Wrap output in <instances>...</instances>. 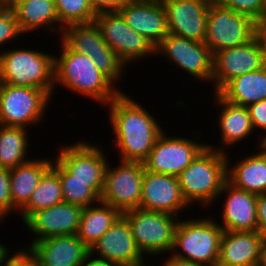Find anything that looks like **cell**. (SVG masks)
I'll list each match as a JSON object with an SVG mask.
<instances>
[{"instance_id": "f6af8a7d", "label": "cell", "mask_w": 266, "mask_h": 266, "mask_svg": "<svg viewBox=\"0 0 266 266\" xmlns=\"http://www.w3.org/2000/svg\"><path fill=\"white\" fill-rule=\"evenodd\" d=\"M258 266H266V240L263 241Z\"/></svg>"}, {"instance_id": "6da1fadb", "label": "cell", "mask_w": 266, "mask_h": 266, "mask_svg": "<svg viewBox=\"0 0 266 266\" xmlns=\"http://www.w3.org/2000/svg\"><path fill=\"white\" fill-rule=\"evenodd\" d=\"M115 148L122 161L144 162L163 132L162 127L142 104L120 92L107 106Z\"/></svg>"}, {"instance_id": "1f68e13d", "label": "cell", "mask_w": 266, "mask_h": 266, "mask_svg": "<svg viewBox=\"0 0 266 266\" xmlns=\"http://www.w3.org/2000/svg\"><path fill=\"white\" fill-rule=\"evenodd\" d=\"M52 169L59 175L63 202L86 208L92 203L100 202V197L89 187V183L71 179V174L56 160Z\"/></svg>"}, {"instance_id": "681fc988", "label": "cell", "mask_w": 266, "mask_h": 266, "mask_svg": "<svg viewBox=\"0 0 266 266\" xmlns=\"http://www.w3.org/2000/svg\"><path fill=\"white\" fill-rule=\"evenodd\" d=\"M212 266H241V265H229V264H223V263H220L219 261L216 262L214 265Z\"/></svg>"}, {"instance_id": "7a4b0ae2", "label": "cell", "mask_w": 266, "mask_h": 266, "mask_svg": "<svg viewBox=\"0 0 266 266\" xmlns=\"http://www.w3.org/2000/svg\"><path fill=\"white\" fill-rule=\"evenodd\" d=\"M61 42V55L54 56V87L58 83L106 106L120 89L115 88L90 56L75 52Z\"/></svg>"}, {"instance_id": "8fae6325", "label": "cell", "mask_w": 266, "mask_h": 266, "mask_svg": "<svg viewBox=\"0 0 266 266\" xmlns=\"http://www.w3.org/2000/svg\"><path fill=\"white\" fill-rule=\"evenodd\" d=\"M96 144L75 142L62 145L55 158L70 174L71 179L89 183V187L100 197L104 188L106 156Z\"/></svg>"}, {"instance_id": "f546056e", "label": "cell", "mask_w": 266, "mask_h": 266, "mask_svg": "<svg viewBox=\"0 0 266 266\" xmlns=\"http://www.w3.org/2000/svg\"><path fill=\"white\" fill-rule=\"evenodd\" d=\"M26 129L0 125V167L12 169L30 161L25 157L29 146Z\"/></svg>"}, {"instance_id": "816d5d0a", "label": "cell", "mask_w": 266, "mask_h": 266, "mask_svg": "<svg viewBox=\"0 0 266 266\" xmlns=\"http://www.w3.org/2000/svg\"><path fill=\"white\" fill-rule=\"evenodd\" d=\"M3 4H8L11 0H0Z\"/></svg>"}, {"instance_id": "484cf974", "label": "cell", "mask_w": 266, "mask_h": 266, "mask_svg": "<svg viewBox=\"0 0 266 266\" xmlns=\"http://www.w3.org/2000/svg\"><path fill=\"white\" fill-rule=\"evenodd\" d=\"M214 94L216 103L222 107L218 121L222 141L220 144L227 148L247 139L254 130L247 107L231 104L217 93Z\"/></svg>"}, {"instance_id": "7dc6e473", "label": "cell", "mask_w": 266, "mask_h": 266, "mask_svg": "<svg viewBox=\"0 0 266 266\" xmlns=\"http://www.w3.org/2000/svg\"><path fill=\"white\" fill-rule=\"evenodd\" d=\"M9 253L8 248L0 243V263L2 262L3 258Z\"/></svg>"}, {"instance_id": "8992f818", "label": "cell", "mask_w": 266, "mask_h": 266, "mask_svg": "<svg viewBox=\"0 0 266 266\" xmlns=\"http://www.w3.org/2000/svg\"><path fill=\"white\" fill-rule=\"evenodd\" d=\"M256 37V21L213 0L207 16L204 44L215 54L221 50L247 44Z\"/></svg>"}, {"instance_id": "f1b7e54d", "label": "cell", "mask_w": 266, "mask_h": 266, "mask_svg": "<svg viewBox=\"0 0 266 266\" xmlns=\"http://www.w3.org/2000/svg\"><path fill=\"white\" fill-rule=\"evenodd\" d=\"M71 50L88 56L112 50L103 40L95 21L63 28L60 38Z\"/></svg>"}, {"instance_id": "30bf717a", "label": "cell", "mask_w": 266, "mask_h": 266, "mask_svg": "<svg viewBox=\"0 0 266 266\" xmlns=\"http://www.w3.org/2000/svg\"><path fill=\"white\" fill-rule=\"evenodd\" d=\"M120 161L116 168L107 164L100 201L123 213L140 207L145 168L142 162Z\"/></svg>"}, {"instance_id": "9c48e42d", "label": "cell", "mask_w": 266, "mask_h": 266, "mask_svg": "<svg viewBox=\"0 0 266 266\" xmlns=\"http://www.w3.org/2000/svg\"><path fill=\"white\" fill-rule=\"evenodd\" d=\"M94 21L104 42L125 65L156 54V47L152 42L130 28L118 11L98 12Z\"/></svg>"}, {"instance_id": "4316f807", "label": "cell", "mask_w": 266, "mask_h": 266, "mask_svg": "<svg viewBox=\"0 0 266 266\" xmlns=\"http://www.w3.org/2000/svg\"><path fill=\"white\" fill-rule=\"evenodd\" d=\"M257 153L244 157L234 167L227 163V180L239 189L261 195L266 194V156Z\"/></svg>"}, {"instance_id": "cb8c5ba5", "label": "cell", "mask_w": 266, "mask_h": 266, "mask_svg": "<svg viewBox=\"0 0 266 266\" xmlns=\"http://www.w3.org/2000/svg\"><path fill=\"white\" fill-rule=\"evenodd\" d=\"M52 167L48 159L33 160L10 169V194L12 211L20 210L28 203L43 175Z\"/></svg>"}, {"instance_id": "bcb514c9", "label": "cell", "mask_w": 266, "mask_h": 266, "mask_svg": "<svg viewBox=\"0 0 266 266\" xmlns=\"http://www.w3.org/2000/svg\"><path fill=\"white\" fill-rule=\"evenodd\" d=\"M264 133H266V131ZM259 148L261 149L259 153L266 156V135L260 138Z\"/></svg>"}, {"instance_id": "ba28073f", "label": "cell", "mask_w": 266, "mask_h": 266, "mask_svg": "<svg viewBox=\"0 0 266 266\" xmlns=\"http://www.w3.org/2000/svg\"><path fill=\"white\" fill-rule=\"evenodd\" d=\"M51 96L40 88L0 83V125L24 127L45 116Z\"/></svg>"}, {"instance_id": "7402d4cb", "label": "cell", "mask_w": 266, "mask_h": 266, "mask_svg": "<svg viewBox=\"0 0 266 266\" xmlns=\"http://www.w3.org/2000/svg\"><path fill=\"white\" fill-rule=\"evenodd\" d=\"M264 239L257 231H223L219 262L258 266Z\"/></svg>"}, {"instance_id": "60d3db41", "label": "cell", "mask_w": 266, "mask_h": 266, "mask_svg": "<svg viewBox=\"0 0 266 266\" xmlns=\"http://www.w3.org/2000/svg\"><path fill=\"white\" fill-rule=\"evenodd\" d=\"M98 12L118 11L128 0H89Z\"/></svg>"}, {"instance_id": "44dd1931", "label": "cell", "mask_w": 266, "mask_h": 266, "mask_svg": "<svg viewBox=\"0 0 266 266\" xmlns=\"http://www.w3.org/2000/svg\"><path fill=\"white\" fill-rule=\"evenodd\" d=\"M227 193L224 200L222 222L223 231H257L256 213L257 195L239 189L228 180L225 181L220 194Z\"/></svg>"}, {"instance_id": "d4e9b609", "label": "cell", "mask_w": 266, "mask_h": 266, "mask_svg": "<svg viewBox=\"0 0 266 266\" xmlns=\"http://www.w3.org/2000/svg\"><path fill=\"white\" fill-rule=\"evenodd\" d=\"M217 94L231 104L244 107L266 100V66L232 78Z\"/></svg>"}, {"instance_id": "b9f144b4", "label": "cell", "mask_w": 266, "mask_h": 266, "mask_svg": "<svg viewBox=\"0 0 266 266\" xmlns=\"http://www.w3.org/2000/svg\"><path fill=\"white\" fill-rule=\"evenodd\" d=\"M256 38L261 46L264 57L266 58V20L256 22Z\"/></svg>"}, {"instance_id": "ffe728a7", "label": "cell", "mask_w": 266, "mask_h": 266, "mask_svg": "<svg viewBox=\"0 0 266 266\" xmlns=\"http://www.w3.org/2000/svg\"><path fill=\"white\" fill-rule=\"evenodd\" d=\"M118 12L130 28L146 37L155 47L169 34L161 2L128 0Z\"/></svg>"}, {"instance_id": "5b68a950", "label": "cell", "mask_w": 266, "mask_h": 266, "mask_svg": "<svg viewBox=\"0 0 266 266\" xmlns=\"http://www.w3.org/2000/svg\"><path fill=\"white\" fill-rule=\"evenodd\" d=\"M222 234V227L210 217L178 220L170 254L201 266H212L219 261ZM177 247L180 251H176Z\"/></svg>"}, {"instance_id": "e0dca14e", "label": "cell", "mask_w": 266, "mask_h": 266, "mask_svg": "<svg viewBox=\"0 0 266 266\" xmlns=\"http://www.w3.org/2000/svg\"><path fill=\"white\" fill-rule=\"evenodd\" d=\"M178 177L145 170L142 182L140 209L166 212L175 216L188 208Z\"/></svg>"}, {"instance_id": "8d00e7d4", "label": "cell", "mask_w": 266, "mask_h": 266, "mask_svg": "<svg viewBox=\"0 0 266 266\" xmlns=\"http://www.w3.org/2000/svg\"><path fill=\"white\" fill-rule=\"evenodd\" d=\"M12 213V198L10 194V169L0 167V222Z\"/></svg>"}, {"instance_id": "4fadbf2b", "label": "cell", "mask_w": 266, "mask_h": 266, "mask_svg": "<svg viewBox=\"0 0 266 266\" xmlns=\"http://www.w3.org/2000/svg\"><path fill=\"white\" fill-rule=\"evenodd\" d=\"M158 53H163L173 64L196 79L208 82L212 80L213 54L204 42L169 33L156 46V54Z\"/></svg>"}, {"instance_id": "83f0119b", "label": "cell", "mask_w": 266, "mask_h": 266, "mask_svg": "<svg viewBox=\"0 0 266 266\" xmlns=\"http://www.w3.org/2000/svg\"><path fill=\"white\" fill-rule=\"evenodd\" d=\"M99 206L83 208L81 221L77 232L78 238L91 249L103 234L114 224L122 213L111 205L102 201Z\"/></svg>"}, {"instance_id": "7bdbcfd3", "label": "cell", "mask_w": 266, "mask_h": 266, "mask_svg": "<svg viewBox=\"0 0 266 266\" xmlns=\"http://www.w3.org/2000/svg\"><path fill=\"white\" fill-rule=\"evenodd\" d=\"M164 262L165 263L163 266H201L199 264H196L195 262L180 259L172 255L169 258H167V260H165Z\"/></svg>"}, {"instance_id": "7c38bea8", "label": "cell", "mask_w": 266, "mask_h": 266, "mask_svg": "<svg viewBox=\"0 0 266 266\" xmlns=\"http://www.w3.org/2000/svg\"><path fill=\"white\" fill-rule=\"evenodd\" d=\"M205 147V143L179 136L168 137L162 132L143 162L144 168L153 173L178 177Z\"/></svg>"}, {"instance_id": "2e32d148", "label": "cell", "mask_w": 266, "mask_h": 266, "mask_svg": "<svg viewBox=\"0 0 266 266\" xmlns=\"http://www.w3.org/2000/svg\"><path fill=\"white\" fill-rule=\"evenodd\" d=\"M213 0H166L165 9L170 34L204 42L207 16Z\"/></svg>"}, {"instance_id": "ab89813d", "label": "cell", "mask_w": 266, "mask_h": 266, "mask_svg": "<svg viewBox=\"0 0 266 266\" xmlns=\"http://www.w3.org/2000/svg\"><path fill=\"white\" fill-rule=\"evenodd\" d=\"M257 213V232L266 240V194L257 195L256 199Z\"/></svg>"}, {"instance_id": "c3c4849f", "label": "cell", "mask_w": 266, "mask_h": 266, "mask_svg": "<svg viewBox=\"0 0 266 266\" xmlns=\"http://www.w3.org/2000/svg\"><path fill=\"white\" fill-rule=\"evenodd\" d=\"M262 20H266V0H262Z\"/></svg>"}, {"instance_id": "4dcf8cb0", "label": "cell", "mask_w": 266, "mask_h": 266, "mask_svg": "<svg viewBox=\"0 0 266 266\" xmlns=\"http://www.w3.org/2000/svg\"><path fill=\"white\" fill-rule=\"evenodd\" d=\"M63 202L59 175L50 168L41 178L28 203L20 210L23 222L34 212Z\"/></svg>"}, {"instance_id": "3957f363", "label": "cell", "mask_w": 266, "mask_h": 266, "mask_svg": "<svg viewBox=\"0 0 266 266\" xmlns=\"http://www.w3.org/2000/svg\"><path fill=\"white\" fill-rule=\"evenodd\" d=\"M228 154L223 148L206 147L178 175L179 185L186 202L194 201L210 206L219 197L227 180ZM216 198V199H215Z\"/></svg>"}, {"instance_id": "e575fe53", "label": "cell", "mask_w": 266, "mask_h": 266, "mask_svg": "<svg viewBox=\"0 0 266 266\" xmlns=\"http://www.w3.org/2000/svg\"><path fill=\"white\" fill-rule=\"evenodd\" d=\"M21 35L22 32L12 9L7 4H3L0 7V45L7 41H14Z\"/></svg>"}, {"instance_id": "f35d334b", "label": "cell", "mask_w": 266, "mask_h": 266, "mask_svg": "<svg viewBox=\"0 0 266 266\" xmlns=\"http://www.w3.org/2000/svg\"><path fill=\"white\" fill-rule=\"evenodd\" d=\"M254 130H266V100H261L247 106Z\"/></svg>"}, {"instance_id": "5bb4252c", "label": "cell", "mask_w": 266, "mask_h": 266, "mask_svg": "<svg viewBox=\"0 0 266 266\" xmlns=\"http://www.w3.org/2000/svg\"><path fill=\"white\" fill-rule=\"evenodd\" d=\"M266 66V58L255 37L247 44L221 50L213 54L214 91L217 93L232 78Z\"/></svg>"}, {"instance_id": "74e56055", "label": "cell", "mask_w": 266, "mask_h": 266, "mask_svg": "<svg viewBox=\"0 0 266 266\" xmlns=\"http://www.w3.org/2000/svg\"><path fill=\"white\" fill-rule=\"evenodd\" d=\"M7 258H9L7 260ZM0 266H39L37 258L28 249H19L13 256L9 253L3 258Z\"/></svg>"}, {"instance_id": "ac0fdd59", "label": "cell", "mask_w": 266, "mask_h": 266, "mask_svg": "<svg viewBox=\"0 0 266 266\" xmlns=\"http://www.w3.org/2000/svg\"><path fill=\"white\" fill-rule=\"evenodd\" d=\"M83 208L62 202L34 212L24 224L36 236L32 242L52 236L77 234Z\"/></svg>"}, {"instance_id": "d6a6232c", "label": "cell", "mask_w": 266, "mask_h": 266, "mask_svg": "<svg viewBox=\"0 0 266 266\" xmlns=\"http://www.w3.org/2000/svg\"><path fill=\"white\" fill-rule=\"evenodd\" d=\"M61 33L63 28L72 24L90 23L97 16V11L89 0H54Z\"/></svg>"}, {"instance_id": "ee69618b", "label": "cell", "mask_w": 266, "mask_h": 266, "mask_svg": "<svg viewBox=\"0 0 266 266\" xmlns=\"http://www.w3.org/2000/svg\"><path fill=\"white\" fill-rule=\"evenodd\" d=\"M94 255L89 253L87 258L82 266H114L111 262H108L101 258H93Z\"/></svg>"}, {"instance_id": "603a6c76", "label": "cell", "mask_w": 266, "mask_h": 266, "mask_svg": "<svg viewBox=\"0 0 266 266\" xmlns=\"http://www.w3.org/2000/svg\"><path fill=\"white\" fill-rule=\"evenodd\" d=\"M13 11L21 32L27 33L47 27L48 31H61L54 0H11L7 4ZM57 22V23H56ZM50 29V30H49Z\"/></svg>"}, {"instance_id": "836d02e7", "label": "cell", "mask_w": 266, "mask_h": 266, "mask_svg": "<svg viewBox=\"0 0 266 266\" xmlns=\"http://www.w3.org/2000/svg\"><path fill=\"white\" fill-rule=\"evenodd\" d=\"M91 59L114 85L121 79L123 69H126V65L113 50H103V53L94 54V56H91Z\"/></svg>"}, {"instance_id": "52a82bcc", "label": "cell", "mask_w": 266, "mask_h": 266, "mask_svg": "<svg viewBox=\"0 0 266 266\" xmlns=\"http://www.w3.org/2000/svg\"><path fill=\"white\" fill-rule=\"evenodd\" d=\"M122 216L128 221L134 240L144 254L158 255L172 252L178 216L146 211L140 208L127 210Z\"/></svg>"}, {"instance_id": "277c9868", "label": "cell", "mask_w": 266, "mask_h": 266, "mask_svg": "<svg viewBox=\"0 0 266 266\" xmlns=\"http://www.w3.org/2000/svg\"><path fill=\"white\" fill-rule=\"evenodd\" d=\"M0 83L54 92V55L34 49H11L0 54Z\"/></svg>"}, {"instance_id": "d6986e66", "label": "cell", "mask_w": 266, "mask_h": 266, "mask_svg": "<svg viewBox=\"0 0 266 266\" xmlns=\"http://www.w3.org/2000/svg\"><path fill=\"white\" fill-rule=\"evenodd\" d=\"M28 249L37 258L39 266H82L90 253L76 234L31 242Z\"/></svg>"}, {"instance_id": "9a60e30c", "label": "cell", "mask_w": 266, "mask_h": 266, "mask_svg": "<svg viewBox=\"0 0 266 266\" xmlns=\"http://www.w3.org/2000/svg\"><path fill=\"white\" fill-rule=\"evenodd\" d=\"M90 253L114 266H146L142 251L133 238L128 221L121 215L93 245Z\"/></svg>"}, {"instance_id": "f907efd6", "label": "cell", "mask_w": 266, "mask_h": 266, "mask_svg": "<svg viewBox=\"0 0 266 266\" xmlns=\"http://www.w3.org/2000/svg\"><path fill=\"white\" fill-rule=\"evenodd\" d=\"M144 1H152V2H164V1H166V0H144Z\"/></svg>"}, {"instance_id": "d590c367", "label": "cell", "mask_w": 266, "mask_h": 266, "mask_svg": "<svg viewBox=\"0 0 266 266\" xmlns=\"http://www.w3.org/2000/svg\"><path fill=\"white\" fill-rule=\"evenodd\" d=\"M222 6L262 21V0H216Z\"/></svg>"}]
</instances>
